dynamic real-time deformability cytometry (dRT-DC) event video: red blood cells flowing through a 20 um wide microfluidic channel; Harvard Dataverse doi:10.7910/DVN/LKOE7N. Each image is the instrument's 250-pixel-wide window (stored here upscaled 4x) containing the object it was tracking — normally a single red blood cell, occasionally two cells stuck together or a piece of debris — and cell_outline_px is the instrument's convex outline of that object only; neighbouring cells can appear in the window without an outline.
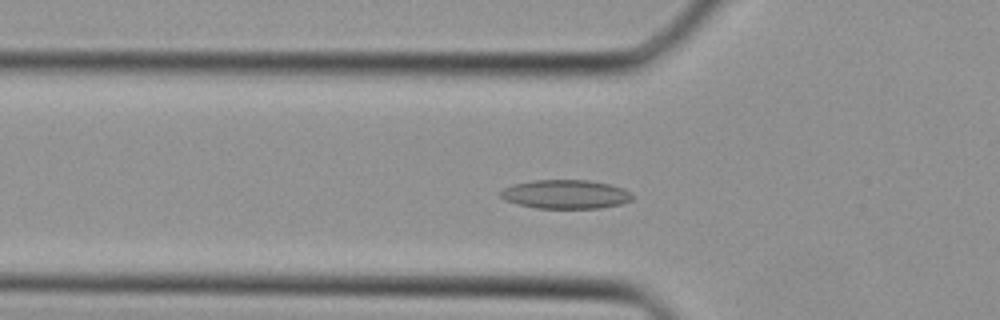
{"species": "Egyptian fruit bat (a non-hibernating species)", "species_latin": "Rousettus aegyptiacus", "temperature_condition": "cold", "stored_images_in_passage": 38, "camera_frame_rate_fps": 3000, "um_per_image_px": 0.085, "animal": {"sex": "female"}, "frame": {"image": 1, "passage_image": 12, "time_ms": 3.667, "image_size_px": [1000, 320], "cell_outline_px": [[632, 200], [624, 204], [600, 208], [536, 208], [504, 200], [500, 196], [500, 192], [504, 188], [516, 184], [536, 180], [588, 180], [608, 184], [624, 188], [632, 192]], "centroid_in_image_um": [48.13, 16.52], "position_along_channel_um": 77.7, "area_um2": 22.14}}
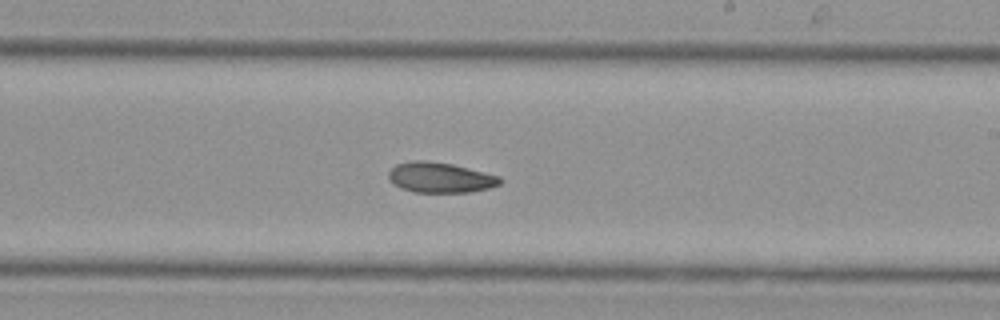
{"frame": {"image": 2, "passage_image": 22, "time_ms": 7.0, "image_size_px": [1000, 320], "cell_outline_px": [[504, 180], [500, 184], [488, 188], [468, 192], [412, 192], [400, 188], [388, 180], [388, 172], [396, 164], [416, 160], [424, 160], [452, 164], [500, 176]], "centroid_in_image_um": [37.4, 15.09], "position_along_channel_um": 251.6, "area_um2": 19.71}}
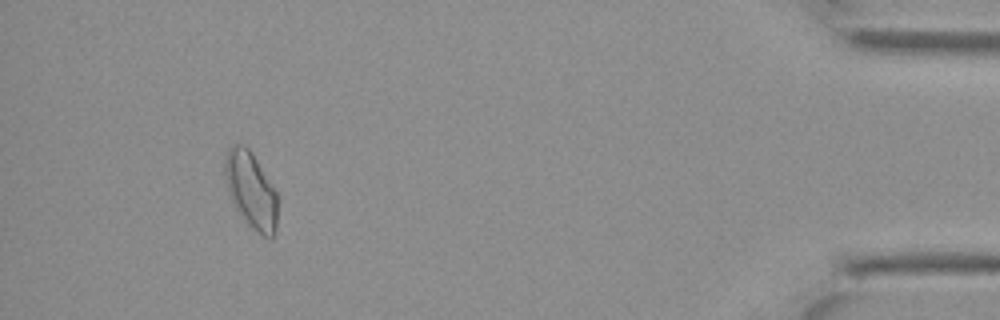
{"frame": {"image": 3, "passage_image": 35, "time_ms": 11.333, "image_size_px": [1000, 320], "cell_outline_px": [[276, 232], [272, 236], [264, 236], [252, 228], [248, 224], [232, 200], [228, 192], [224, 172], [224, 160], [228, 148], [232, 144], [240, 144], [248, 148], [252, 152], [276, 192]], "centroid_in_image_um": [21.31, 16.11], "position_along_channel_um": 413.9, "area_um2": 22.89}}